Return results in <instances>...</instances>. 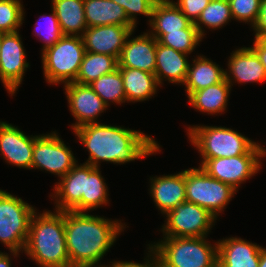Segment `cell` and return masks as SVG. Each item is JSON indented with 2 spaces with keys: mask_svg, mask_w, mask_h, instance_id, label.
Returning <instances> with one entry per match:
<instances>
[{
  "mask_svg": "<svg viewBox=\"0 0 266 267\" xmlns=\"http://www.w3.org/2000/svg\"><path fill=\"white\" fill-rule=\"evenodd\" d=\"M89 152L86 164L100 167L102 162L125 164L161 152L155 139L141 131L92 123L73 130Z\"/></svg>",
  "mask_w": 266,
  "mask_h": 267,
  "instance_id": "obj_1",
  "label": "cell"
},
{
  "mask_svg": "<svg viewBox=\"0 0 266 267\" xmlns=\"http://www.w3.org/2000/svg\"><path fill=\"white\" fill-rule=\"evenodd\" d=\"M88 213L65 211L66 248L70 267L101 262L126 227L121 220Z\"/></svg>",
  "mask_w": 266,
  "mask_h": 267,
  "instance_id": "obj_2",
  "label": "cell"
},
{
  "mask_svg": "<svg viewBox=\"0 0 266 267\" xmlns=\"http://www.w3.org/2000/svg\"><path fill=\"white\" fill-rule=\"evenodd\" d=\"M24 253L39 267H70L65 211L43 210L33 214Z\"/></svg>",
  "mask_w": 266,
  "mask_h": 267,
  "instance_id": "obj_3",
  "label": "cell"
},
{
  "mask_svg": "<svg viewBox=\"0 0 266 267\" xmlns=\"http://www.w3.org/2000/svg\"><path fill=\"white\" fill-rule=\"evenodd\" d=\"M207 237H163L147 246L162 267H218V243Z\"/></svg>",
  "mask_w": 266,
  "mask_h": 267,
  "instance_id": "obj_4",
  "label": "cell"
},
{
  "mask_svg": "<svg viewBox=\"0 0 266 267\" xmlns=\"http://www.w3.org/2000/svg\"><path fill=\"white\" fill-rule=\"evenodd\" d=\"M186 130L191 145L199 151L201 159L257 154L255 142L231 128L192 125Z\"/></svg>",
  "mask_w": 266,
  "mask_h": 267,
  "instance_id": "obj_5",
  "label": "cell"
},
{
  "mask_svg": "<svg viewBox=\"0 0 266 267\" xmlns=\"http://www.w3.org/2000/svg\"><path fill=\"white\" fill-rule=\"evenodd\" d=\"M85 53L82 36L64 35L42 51L43 74L49 84L75 82Z\"/></svg>",
  "mask_w": 266,
  "mask_h": 267,
  "instance_id": "obj_6",
  "label": "cell"
},
{
  "mask_svg": "<svg viewBox=\"0 0 266 267\" xmlns=\"http://www.w3.org/2000/svg\"><path fill=\"white\" fill-rule=\"evenodd\" d=\"M36 210L22 198L0 189V242L15 258L25 249L30 221Z\"/></svg>",
  "mask_w": 266,
  "mask_h": 267,
  "instance_id": "obj_7",
  "label": "cell"
},
{
  "mask_svg": "<svg viewBox=\"0 0 266 267\" xmlns=\"http://www.w3.org/2000/svg\"><path fill=\"white\" fill-rule=\"evenodd\" d=\"M236 190L209 176L201 167L185 169L186 201L207 209L216 218L224 212Z\"/></svg>",
  "mask_w": 266,
  "mask_h": 267,
  "instance_id": "obj_8",
  "label": "cell"
},
{
  "mask_svg": "<svg viewBox=\"0 0 266 267\" xmlns=\"http://www.w3.org/2000/svg\"><path fill=\"white\" fill-rule=\"evenodd\" d=\"M165 216L163 237H206L217 220L207 209L187 201Z\"/></svg>",
  "mask_w": 266,
  "mask_h": 267,
  "instance_id": "obj_9",
  "label": "cell"
},
{
  "mask_svg": "<svg viewBox=\"0 0 266 267\" xmlns=\"http://www.w3.org/2000/svg\"><path fill=\"white\" fill-rule=\"evenodd\" d=\"M73 154L56 131L40 134L34 141L31 169L45 170L61 178L77 164Z\"/></svg>",
  "mask_w": 266,
  "mask_h": 267,
  "instance_id": "obj_10",
  "label": "cell"
},
{
  "mask_svg": "<svg viewBox=\"0 0 266 267\" xmlns=\"http://www.w3.org/2000/svg\"><path fill=\"white\" fill-rule=\"evenodd\" d=\"M200 163L199 167L209 176L230 185L236 191L260 170L257 154L202 159Z\"/></svg>",
  "mask_w": 266,
  "mask_h": 267,
  "instance_id": "obj_11",
  "label": "cell"
},
{
  "mask_svg": "<svg viewBox=\"0 0 266 267\" xmlns=\"http://www.w3.org/2000/svg\"><path fill=\"white\" fill-rule=\"evenodd\" d=\"M19 31L3 35L0 52V81L9 94L14 95L21 85L29 62Z\"/></svg>",
  "mask_w": 266,
  "mask_h": 267,
  "instance_id": "obj_12",
  "label": "cell"
},
{
  "mask_svg": "<svg viewBox=\"0 0 266 267\" xmlns=\"http://www.w3.org/2000/svg\"><path fill=\"white\" fill-rule=\"evenodd\" d=\"M63 88L69 111L76 120L71 125L73 130L87 124L97 123L99 115L109 108L90 85L72 82L65 84Z\"/></svg>",
  "mask_w": 266,
  "mask_h": 267,
  "instance_id": "obj_13",
  "label": "cell"
},
{
  "mask_svg": "<svg viewBox=\"0 0 266 267\" xmlns=\"http://www.w3.org/2000/svg\"><path fill=\"white\" fill-rule=\"evenodd\" d=\"M39 135L27 136L17 126L0 121V153L6 163L31 169L34 141Z\"/></svg>",
  "mask_w": 266,
  "mask_h": 267,
  "instance_id": "obj_14",
  "label": "cell"
},
{
  "mask_svg": "<svg viewBox=\"0 0 266 267\" xmlns=\"http://www.w3.org/2000/svg\"><path fill=\"white\" fill-rule=\"evenodd\" d=\"M135 28L120 25L87 27L82 35L85 51L111 55L119 59L127 38Z\"/></svg>",
  "mask_w": 266,
  "mask_h": 267,
  "instance_id": "obj_15",
  "label": "cell"
},
{
  "mask_svg": "<svg viewBox=\"0 0 266 267\" xmlns=\"http://www.w3.org/2000/svg\"><path fill=\"white\" fill-rule=\"evenodd\" d=\"M96 167L83 163L76 164L65 176L59 178L53 187L51 201L54 202L56 211H71L81 200L85 193L86 177ZM54 198V199H53Z\"/></svg>",
  "mask_w": 266,
  "mask_h": 267,
  "instance_id": "obj_16",
  "label": "cell"
},
{
  "mask_svg": "<svg viewBox=\"0 0 266 267\" xmlns=\"http://www.w3.org/2000/svg\"><path fill=\"white\" fill-rule=\"evenodd\" d=\"M126 40L118 59L119 68H135L155 74L157 40L147 31Z\"/></svg>",
  "mask_w": 266,
  "mask_h": 267,
  "instance_id": "obj_17",
  "label": "cell"
},
{
  "mask_svg": "<svg viewBox=\"0 0 266 267\" xmlns=\"http://www.w3.org/2000/svg\"><path fill=\"white\" fill-rule=\"evenodd\" d=\"M230 54L227 64L228 71L227 68L225 69V79L231 86L233 83L246 84L266 81L265 68L251 47H239Z\"/></svg>",
  "mask_w": 266,
  "mask_h": 267,
  "instance_id": "obj_18",
  "label": "cell"
},
{
  "mask_svg": "<svg viewBox=\"0 0 266 267\" xmlns=\"http://www.w3.org/2000/svg\"><path fill=\"white\" fill-rule=\"evenodd\" d=\"M150 184L149 194L162 215L186 201L185 170L173 175L150 177Z\"/></svg>",
  "mask_w": 266,
  "mask_h": 267,
  "instance_id": "obj_19",
  "label": "cell"
},
{
  "mask_svg": "<svg viewBox=\"0 0 266 267\" xmlns=\"http://www.w3.org/2000/svg\"><path fill=\"white\" fill-rule=\"evenodd\" d=\"M218 267H258L263 248L240 237L218 240Z\"/></svg>",
  "mask_w": 266,
  "mask_h": 267,
  "instance_id": "obj_20",
  "label": "cell"
},
{
  "mask_svg": "<svg viewBox=\"0 0 266 267\" xmlns=\"http://www.w3.org/2000/svg\"><path fill=\"white\" fill-rule=\"evenodd\" d=\"M188 55L157 41L155 76L162 87L163 81L183 85L187 78L189 61ZM165 79V80H164Z\"/></svg>",
  "mask_w": 266,
  "mask_h": 267,
  "instance_id": "obj_21",
  "label": "cell"
},
{
  "mask_svg": "<svg viewBox=\"0 0 266 267\" xmlns=\"http://www.w3.org/2000/svg\"><path fill=\"white\" fill-rule=\"evenodd\" d=\"M150 34L181 32V29H197L174 4L173 0H157L152 9Z\"/></svg>",
  "mask_w": 266,
  "mask_h": 267,
  "instance_id": "obj_22",
  "label": "cell"
},
{
  "mask_svg": "<svg viewBox=\"0 0 266 267\" xmlns=\"http://www.w3.org/2000/svg\"><path fill=\"white\" fill-rule=\"evenodd\" d=\"M192 64L189 63L187 78L183 86L186 88L187 98L195 91L215 85L225 79V69L211 59L197 55Z\"/></svg>",
  "mask_w": 266,
  "mask_h": 267,
  "instance_id": "obj_23",
  "label": "cell"
},
{
  "mask_svg": "<svg viewBox=\"0 0 266 267\" xmlns=\"http://www.w3.org/2000/svg\"><path fill=\"white\" fill-rule=\"evenodd\" d=\"M87 27L104 25L134 26L123 7L111 0H84Z\"/></svg>",
  "mask_w": 266,
  "mask_h": 267,
  "instance_id": "obj_24",
  "label": "cell"
},
{
  "mask_svg": "<svg viewBox=\"0 0 266 267\" xmlns=\"http://www.w3.org/2000/svg\"><path fill=\"white\" fill-rule=\"evenodd\" d=\"M127 102H143L157 94L160 85L155 74L135 68H119Z\"/></svg>",
  "mask_w": 266,
  "mask_h": 267,
  "instance_id": "obj_25",
  "label": "cell"
},
{
  "mask_svg": "<svg viewBox=\"0 0 266 267\" xmlns=\"http://www.w3.org/2000/svg\"><path fill=\"white\" fill-rule=\"evenodd\" d=\"M231 88V85L224 79L215 85L193 92L188 97L189 105L208 115L222 114L227 108Z\"/></svg>",
  "mask_w": 266,
  "mask_h": 267,
  "instance_id": "obj_26",
  "label": "cell"
},
{
  "mask_svg": "<svg viewBox=\"0 0 266 267\" xmlns=\"http://www.w3.org/2000/svg\"><path fill=\"white\" fill-rule=\"evenodd\" d=\"M63 35L82 36L87 29L84 0H52Z\"/></svg>",
  "mask_w": 266,
  "mask_h": 267,
  "instance_id": "obj_27",
  "label": "cell"
},
{
  "mask_svg": "<svg viewBox=\"0 0 266 267\" xmlns=\"http://www.w3.org/2000/svg\"><path fill=\"white\" fill-rule=\"evenodd\" d=\"M117 68L118 59L116 57L85 51L75 82L89 85Z\"/></svg>",
  "mask_w": 266,
  "mask_h": 267,
  "instance_id": "obj_28",
  "label": "cell"
},
{
  "mask_svg": "<svg viewBox=\"0 0 266 267\" xmlns=\"http://www.w3.org/2000/svg\"><path fill=\"white\" fill-rule=\"evenodd\" d=\"M104 179L100 167H96L86 177L85 193H83L82 200L71 211L90 212L100 208V206H106L109 203V192Z\"/></svg>",
  "mask_w": 266,
  "mask_h": 267,
  "instance_id": "obj_29",
  "label": "cell"
},
{
  "mask_svg": "<svg viewBox=\"0 0 266 267\" xmlns=\"http://www.w3.org/2000/svg\"><path fill=\"white\" fill-rule=\"evenodd\" d=\"M231 19L233 20V17L228 0H210L194 25L204 38L206 33L203 26L206 29L217 30L223 28Z\"/></svg>",
  "mask_w": 266,
  "mask_h": 267,
  "instance_id": "obj_30",
  "label": "cell"
},
{
  "mask_svg": "<svg viewBox=\"0 0 266 267\" xmlns=\"http://www.w3.org/2000/svg\"><path fill=\"white\" fill-rule=\"evenodd\" d=\"M89 85L108 107L110 103L121 105L127 102L119 67L99 77Z\"/></svg>",
  "mask_w": 266,
  "mask_h": 267,
  "instance_id": "obj_31",
  "label": "cell"
},
{
  "mask_svg": "<svg viewBox=\"0 0 266 267\" xmlns=\"http://www.w3.org/2000/svg\"><path fill=\"white\" fill-rule=\"evenodd\" d=\"M160 44L171 47L176 51L191 54L202 41L198 29H181V32L167 34H151Z\"/></svg>",
  "mask_w": 266,
  "mask_h": 267,
  "instance_id": "obj_32",
  "label": "cell"
},
{
  "mask_svg": "<svg viewBox=\"0 0 266 267\" xmlns=\"http://www.w3.org/2000/svg\"><path fill=\"white\" fill-rule=\"evenodd\" d=\"M24 10L21 0H0V32L19 31L24 23Z\"/></svg>",
  "mask_w": 266,
  "mask_h": 267,
  "instance_id": "obj_33",
  "label": "cell"
},
{
  "mask_svg": "<svg viewBox=\"0 0 266 267\" xmlns=\"http://www.w3.org/2000/svg\"><path fill=\"white\" fill-rule=\"evenodd\" d=\"M40 17L41 19L39 18V20L36 21L35 28L33 29L35 31L33 32L35 33L34 35L39 37L40 41L42 39V42L44 43L41 50L42 52L46 48L53 46L64 35L61 31L56 13L53 9L51 10V14H44ZM42 30H44V32Z\"/></svg>",
  "mask_w": 266,
  "mask_h": 267,
  "instance_id": "obj_34",
  "label": "cell"
},
{
  "mask_svg": "<svg viewBox=\"0 0 266 267\" xmlns=\"http://www.w3.org/2000/svg\"><path fill=\"white\" fill-rule=\"evenodd\" d=\"M233 20L249 23L251 27L257 20L261 0H228Z\"/></svg>",
  "mask_w": 266,
  "mask_h": 267,
  "instance_id": "obj_35",
  "label": "cell"
},
{
  "mask_svg": "<svg viewBox=\"0 0 266 267\" xmlns=\"http://www.w3.org/2000/svg\"><path fill=\"white\" fill-rule=\"evenodd\" d=\"M124 8L128 20L137 27L138 15H144L149 18L150 23L152 9L157 0H111Z\"/></svg>",
  "mask_w": 266,
  "mask_h": 267,
  "instance_id": "obj_36",
  "label": "cell"
},
{
  "mask_svg": "<svg viewBox=\"0 0 266 267\" xmlns=\"http://www.w3.org/2000/svg\"><path fill=\"white\" fill-rule=\"evenodd\" d=\"M173 2L192 23H195L210 0H177V2Z\"/></svg>",
  "mask_w": 266,
  "mask_h": 267,
  "instance_id": "obj_37",
  "label": "cell"
},
{
  "mask_svg": "<svg viewBox=\"0 0 266 267\" xmlns=\"http://www.w3.org/2000/svg\"><path fill=\"white\" fill-rule=\"evenodd\" d=\"M148 256L144 258V263H136L133 261H114L113 267H162L155 252L148 246Z\"/></svg>",
  "mask_w": 266,
  "mask_h": 267,
  "instance_id": "obj_38",
  "label": "cell"
},
{
  "mask_svg": "<svg viewBox=\"0 0 266 267\" xmlns=\"http://www.w3.org/2000/svg\"><path fill=\"white\" fill-rule=\"evenodd\" d=\"M252 29L255 37L266 38V0H261L260 11Z\"/></svg>",
  "mask_w": 266,
  "mask_h": 267,
  "instance_id": "obj_39",
  "label": "cell"
},
{
  "mask_svg": "<svg viewBox=\"0 0 266 267\" xmlns=\"http://www.w3.org/2000/svg\"><path fill=\"white\" fill-rule=\"evenodd\" d=\"M251 48L259 57L266 72V38L254 37V43Z\"/></svg>",
  "mask_w": 266,
  "mask_h": 267,
  "instance_id": "obj_40",
  "label": "cell"
},
{
  "mask_svg": "<svg viewBox=\"0 0 266 267\" xmlns=\"http://www.w3.org/2000/svg\"><path fill=\"white\" fill-rule=\"evenodd\" d=\"M255 149H256V153H257V160H258V164L259 167L261 169L262 164L261 160L263 157H266V148L264 146H261L258 142H255Z\"/></svg>",
  "mask_w": 266,
  "mask_h": 267,
  "instance_id": "obj_41",
  "label": "cell"
},
{
  "mask_svg": "<svg viewBox=\"0 0 266 267\" xmlns=\"http://www.w3.org/2000/svg\"><path fill=\"white\" fill-rule=\"evenodd\" d=\"M9 256V253L0 251V267H11L12 257Z\"/></svg>",
  "mask_w": 266,
  "mask_h": 267,
  "instance_id": "obj_42",
  "label": "cell"
},
{
  "mask_svg": "<svg viewBox=\"0 0 266 267\" xmlns=\"http://www.w3.org/2000/svg\"><path fill=\"white\" fill-rule=\"evenodd\" d=\"M110 265H100V263L96 262V263H83V264H78L72 267H113V262H110ZM99 264V265H98Z\"/></svg>",
  "mask_w": 266,
  "mask_h": 267,
  "instance_id": "obj_43",
  "label": "cell"
},
{
  "mask_svg": "<svg viewBox=\"0 0 266 267\" xmlns=\"http://www.w3.org/2000/svg\"><path fill=\"white\" fill-rule=\"evenodd\" d=\"M258 267H266V247L262 248L260 251V260Z\"/></svg>",
  "mask_w": 266,
  "mask_h": 267,
  "instance_id": "obj_44",
  "label": "cell"
},
{
  "mask_svg": "<svg viewBox=\"0 0 266 267\" xmlns=\"http://www.w3.org/2000/svg\"><path fill=\"white\" fill-rule=\"evenodd\" d=\"M4 34H5L4 32H0V52H1L2 40H3V35Z\"/></svg>",
  "mask_w": 266,
  "mask_h": 267,
  "instance_id": "obj_45",
  "label": "cell"
}]
</instances>
